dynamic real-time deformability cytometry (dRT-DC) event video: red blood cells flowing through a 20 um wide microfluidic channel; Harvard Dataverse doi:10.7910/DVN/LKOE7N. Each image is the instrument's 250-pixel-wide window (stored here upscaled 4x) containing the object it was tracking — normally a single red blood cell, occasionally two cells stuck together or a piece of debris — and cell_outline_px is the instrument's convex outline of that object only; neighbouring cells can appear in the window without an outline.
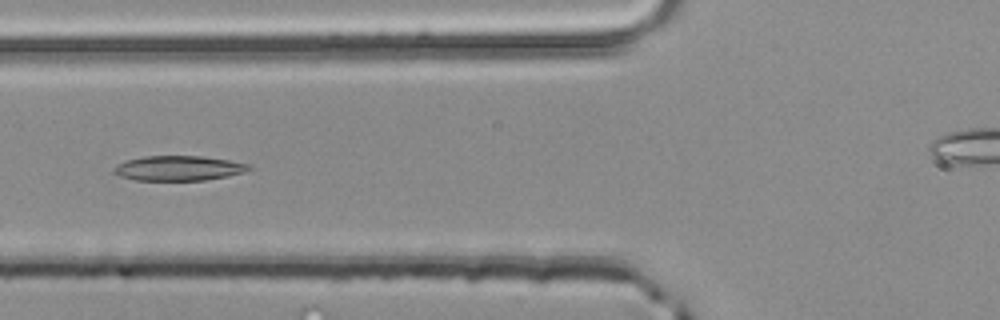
{"species": "common noctule bat (a hibernating species)", "species_latin": "Nyctalus noctula", "temperature_condition": "room temperature", "stored_images_in_passage": 36, "camera_frame_rate_fps": 3000, "um_per_image_px": 0.085, "animal": {"sex": "male", "body_mass_g": 20.4}, "frame": {"image": 1, "passage_image": 4, "time_ms": 1.0, "image_size_px": [1000, 320], "cell_outline_px": [[252, 168], [244, 172], [228, 176], [204, 180], [136, 180], [120, 176], [112, 172], [112, 168], [116, 164], [128, 160], [144, 156], [200, 156], [228, 160], [252, 164]], "centroid_in_image_um": [15.18, 14.29], "position_along_channel_um": 110.6, "area_um2": 19.59}}
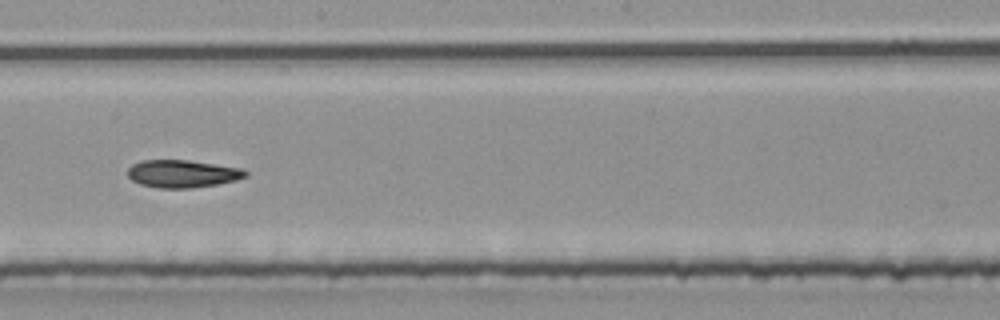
{"frame": {"image": 2, "passage_image": 13, "time_ms": 4.0, "image_size_px": [1000, 320], "cell_outline_px": [[248, 176], [236, 180], [220, 184], [192, 188], [160, 188], [140, 184], [132, 180], [128, 176], [128, 168], [132, 164], [140, 160], [188, 160], [244, 168], [248, 172]], "centroid_in_image_um": [15.54, 14.76], "position_along_channel_um": 232.7, "area_um2": 19.19}}
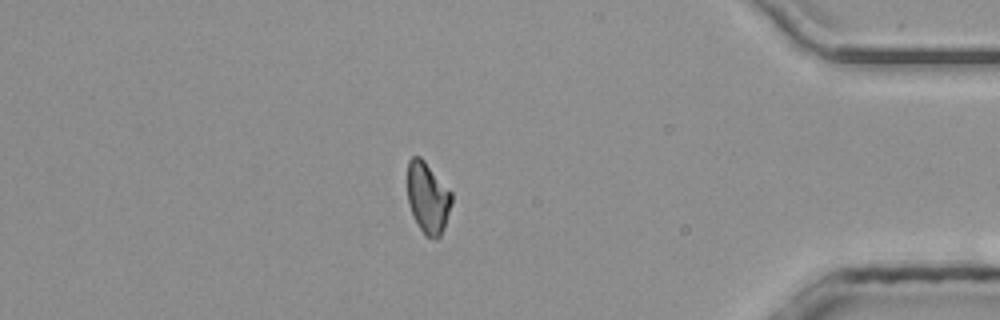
{"frame": {"image": 3, "passage_image": 28, "time_ms": 9.0, "image_size_px": [1000, 320], "cell_outline_px": [[452, 204], [444, 228], [440, 236], [436, 240], [432, 240], [424, 236], [408, 204], [408, 160], [412, 156], [420, 156], [424, 160], [452, 192]], "centroid_in_image_um": [36.38, 16.83], "position_along_channel_um": 398.8, "area_um2": 18.44}, "authors_computed_cell_mechanics": {"area_um2": 18.8428, "velocity_mm_per_s": 4.081, "shape_relaxation_time_tau1_ms": 6.0083, "shape_relaxation_time_tau2_ms": null, "deformation_change_tau1": 0.1502, "deformation_change_tau2": null}}